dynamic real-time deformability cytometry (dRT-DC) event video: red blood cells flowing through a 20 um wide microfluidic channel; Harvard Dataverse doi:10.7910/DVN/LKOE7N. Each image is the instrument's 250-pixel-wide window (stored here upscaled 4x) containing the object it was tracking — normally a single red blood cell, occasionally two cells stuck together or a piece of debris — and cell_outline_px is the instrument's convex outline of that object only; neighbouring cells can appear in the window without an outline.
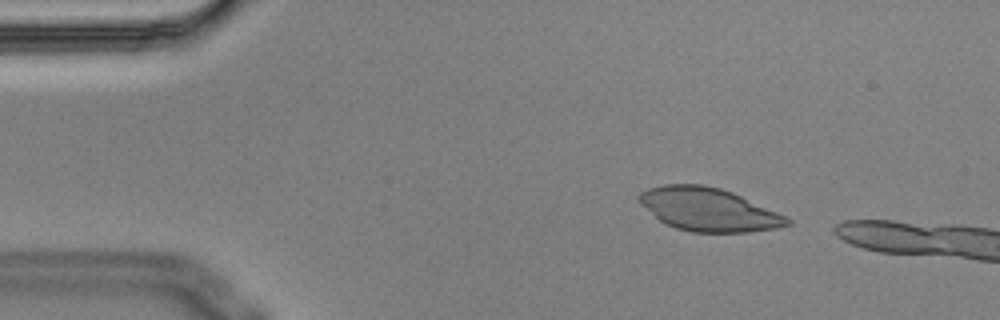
{"species": "Egyptian fruit bat (a non-hibernating species)", "species_latin": "Rousettus aegyptiacus", "temperature_condition": "cold", "stored_images_in_passage": 3, "camera_frame_rate_fps": 3000, "um_per_image_px": 0.085, "animal": {"sex": "male"}, "frame": {"image": 1, "passage_image": 1, "time_ms": 0.0, "image_size_px": [1000, 320], "cell_outline_px": [[792, 224], [776, 228], [748, 232], [692, 232], [676, 228], [664, 224], [640, 204], [636, 196], [640, 192], [648, 188], [664, 184], [704, 184], [720, 188], [732, 192], [776, 212], [792, 220]], "centroid_in_image_um": [60.17, 17.8], "position_along_channel_um": 24.8, "area_um2": 37.17}}